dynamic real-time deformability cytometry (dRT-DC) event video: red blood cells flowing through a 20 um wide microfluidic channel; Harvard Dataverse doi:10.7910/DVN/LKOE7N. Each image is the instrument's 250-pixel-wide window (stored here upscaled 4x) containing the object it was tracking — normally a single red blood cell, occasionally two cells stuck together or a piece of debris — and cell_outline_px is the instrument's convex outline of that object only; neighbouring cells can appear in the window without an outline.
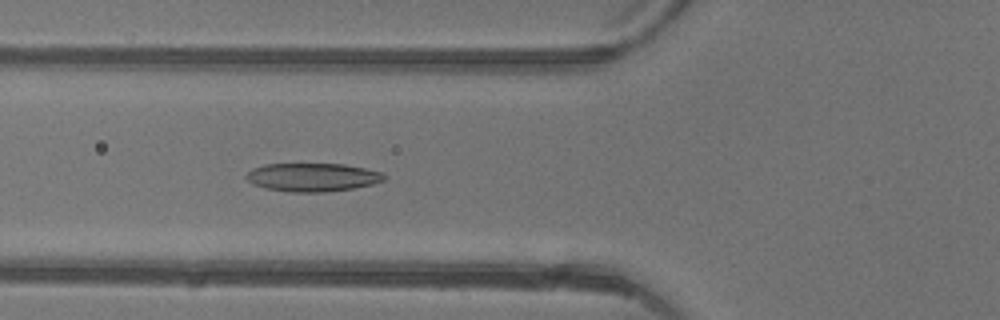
{"species": "common noctule bat (a hibernating species)", "species_latin": "Nyctalus noctula", "temperature_condition": "warm", "stored_images_in_passage": 45, "camera_frame_rate_fps": 3000, "um_per_image_px": 0.085, "animal": {"sex": "female"}, "frame": {"image": 1, "passage_image": 16, "time_ms": 5.0, "image_size_px": [1000, 320], "cell_outline_px": [[388, 176], [384, 180], [372, 184], [352, 188], [328, 192], [288, 192], [268, 188], [252, 184], [244, 176], [252, 168], [264, 164], [344, 164], [364, 168], [380, 172]], "centroid_in_image_um": [26.55, 15.06], "position_along_channel_um": 99.2, "area_um2": 22.77}}
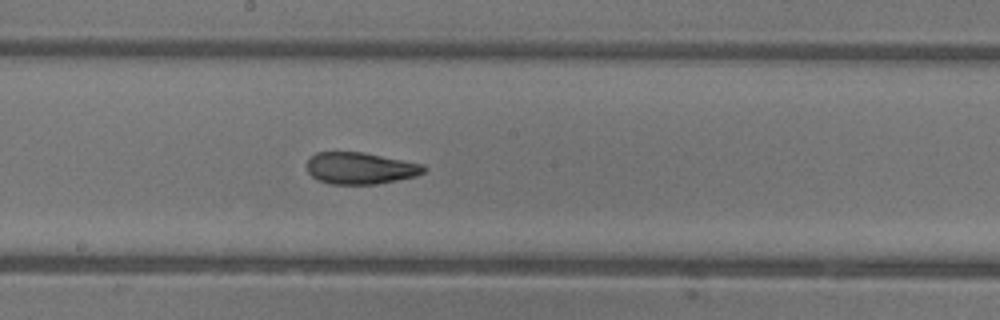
{"frame": {"image": 2, "passage_image": 24, "time_ms": 7.667, "image_size_px": [1000, 320], "cell_outline_px": [[428, 168], [424, 172], [416, 176], [376, 184], [332, 184], [316, 180], [308, 172], [308, 160], [316, 152], [364, 152], [424, 164]], "centroid_in_image_um": [30.65, 14.29], "position_along_channel_um": 217.6, "area_um2": 21.68}}
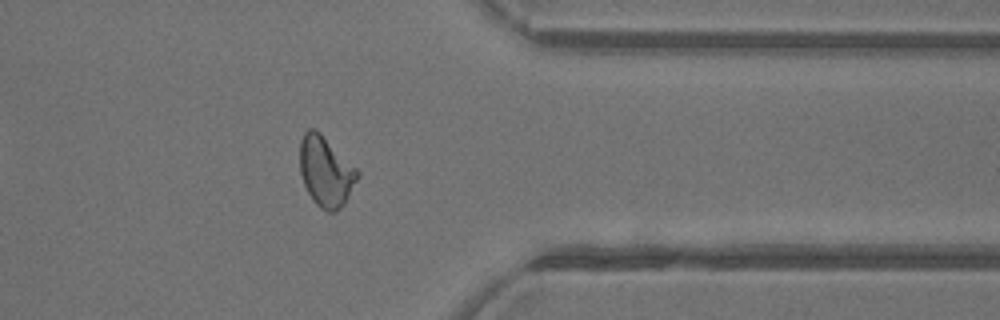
{"frame": {"image": 3, "passage_image": 36, "time_ms": 11.667, "image_size_px": [1000, 320], "cell_outline_px": [[360, 176], [344, 204], [336, 212], [328, 212], [320, 208], [312, 200], [304, 184], [300, 172], [300, 140], [304, 132], [308, 128], [312, 128], [320, 132], [360, 172]], "centroid_in_image_um": [27.69, 14.59], "position_along_channel_um": 383.7, "area_um2": 23.58}, "authors_computed_cell_mechanics": {"area_um2": 22.9466, "velocity_mm_per_s": 4.4266, "shape_relaxation_time_tau1_ms": null, "shape_relaxation_time_tau2_ms": 1.7242, "deformation_change_tau1": null, "deformation_change_tau2": 0.0945}}